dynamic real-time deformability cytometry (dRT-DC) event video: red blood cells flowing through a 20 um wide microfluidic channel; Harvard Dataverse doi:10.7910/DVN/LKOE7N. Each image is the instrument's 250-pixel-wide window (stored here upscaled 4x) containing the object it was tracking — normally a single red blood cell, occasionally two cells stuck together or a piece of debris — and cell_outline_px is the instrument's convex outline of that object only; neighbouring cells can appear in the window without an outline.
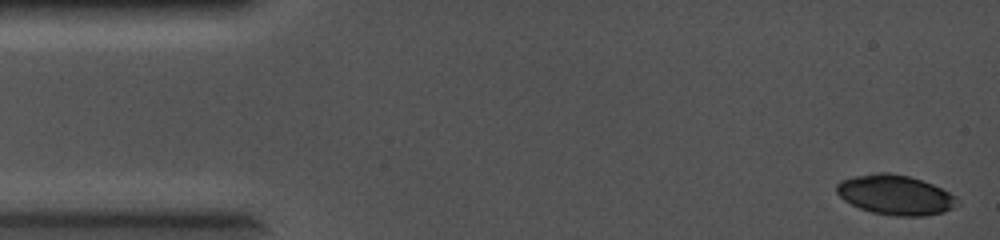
{"species": "common noctule bat (a hibernating species)", "species_latin": "Nyctalus noctula", "temperature_condition": "cold", "stored_images_in_passage": 7, "camera_frame_rate_fps": 5000, "um_per_image_px": 0.085, "animal": {"sex": "female", "body_mass_g": 19.0, "forearm_length_mm": 56.7}, "frame": {"image": 1, "passage_image": 1, "time_ms": 0.0, "image_size_px": [1000, 240], "cell_outline_px": [[960, 204], [944, 212], [924, 216], [896, 216], [872, 212], [860, 208], [844, 200], [836, 192], [836, 184], [840, 180], [856, 176], [876, 172], [888, 172], [908, 176], [932, 184], [956, 196], [960, 200]], "centroid_in_image_um": [76.11, 16.57], "position_along_channel_um": 8.9, "area_um2": 27.98}}
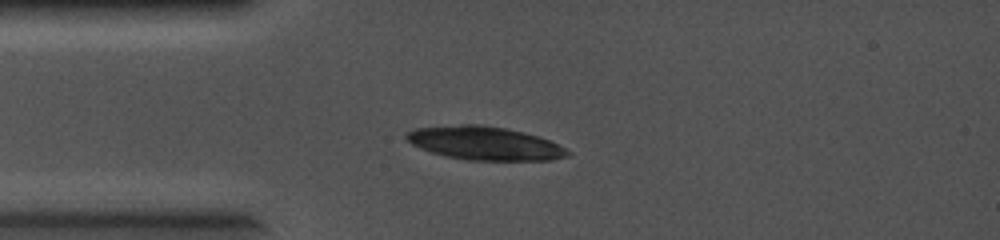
{"frame": {"image": 2, "passage_image": 7, "time_ms": 1.2, "image_size_px": [1000, 240], "cell_outline_px": [[572, 152], [568, 156], [552, 160], [468, 160], [444, 156], [420, 148], [412, 144], [404, 136], [408, 132], [416, 128], [460, 124], [480, 124], [508, 128], [540, 136]], "centroid_in_image_um": [41.21, 12.17], "position_along_channel_um": 43.8, "area_um2": 31.44}}